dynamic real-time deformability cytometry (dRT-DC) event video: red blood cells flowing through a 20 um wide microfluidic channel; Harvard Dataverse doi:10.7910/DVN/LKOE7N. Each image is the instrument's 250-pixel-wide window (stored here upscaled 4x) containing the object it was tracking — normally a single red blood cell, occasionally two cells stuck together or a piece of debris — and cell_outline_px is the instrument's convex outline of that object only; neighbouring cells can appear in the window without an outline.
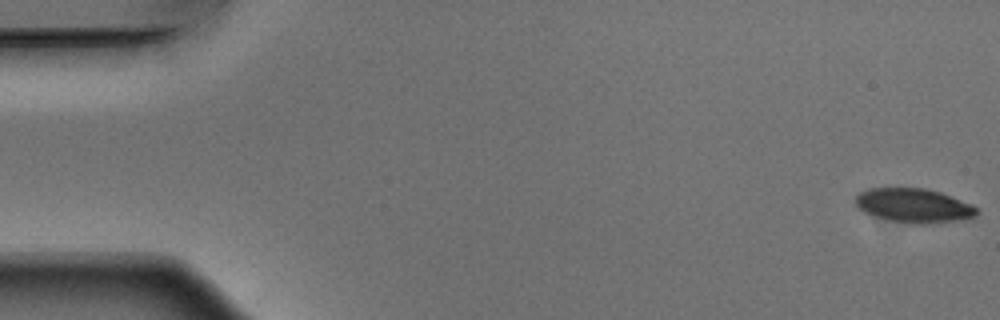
{"species": "Egyptian fruit bat (a non-hibernating species)", "species_latin": "Rousettus aegyptiacus", "temperature_condition": "warm", "stored_images_in_passage": 52, "camera_frame_rate_fps": 3000, "um_per_image_px": 0.085, "animal": {"sex": "male"}, "frame": {"image": 1, "passage_image": 1, "time_ms": 0.0, "image_size_px": [1000, 320], "cell_outline_px": [[980, 212], [976, 216], [964, 220], [924, 224], [912, 224], [872, 216], [864, 212], [856, 204], [856, 196], [860, 192], [868, 188], [924, 188], [940, 192], [972, 204]], "centroid_in_image_um": [77.71, 17.48], "position_along_channel_um": 7.3, "area_um2": 24.22}}
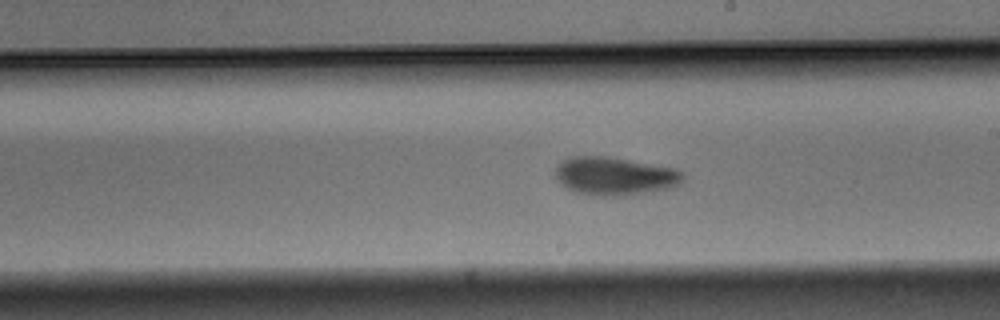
{"frame": {"image": 2, "passage_image": 30, "time_ms": 9.667, "image_size_px": [1000, 320], "cell_outline_px": [[684, 180], [680, 184], [668, 188], [652, 192], [624, 196], [596, 196], [576, 192], [560, 184], [556, 176], [556, 168], [564, 160], [572, 156], [608, 156], [676, 168], [684, 172]], "centroid_in_image_um": [52.3, 14.97], "position_along_channel_um": 236.7, "area_um2": 28.61}}
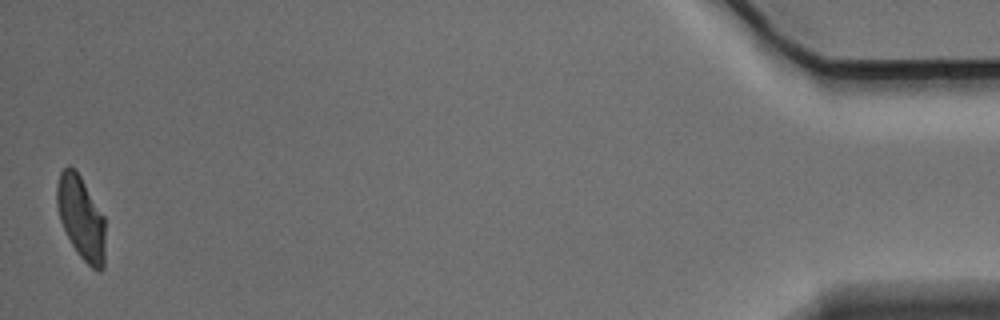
{"frame": {"image": 3, "passage_image": 52, "time_ms": 17.0, "image_size_px": [1000, 320], "cell_outline_px": [[104, 268], [100, 272], [96, 272], [80, 256], [72, 244], [60, 220], [56, 204], [56, 184], [60, 172], [68, 164], [80, 176], [104, 216]], "centroid_in_image_um": [6.88, 18.52], "position_along_channel_um": 428.3, "area_um2": 23.29}, "authors_computed_cell_mechanics": {"area_um2": 26.0678, "velocity_mm_per_s": 3.8592, "shape_relaxation_time_tau1_ms": 4.6258, "shape_relaxation_time_tau2_ms": 4.1257, "deformation_change_tau1": 0.143, "deformation_change_tau2": 0.0922}}